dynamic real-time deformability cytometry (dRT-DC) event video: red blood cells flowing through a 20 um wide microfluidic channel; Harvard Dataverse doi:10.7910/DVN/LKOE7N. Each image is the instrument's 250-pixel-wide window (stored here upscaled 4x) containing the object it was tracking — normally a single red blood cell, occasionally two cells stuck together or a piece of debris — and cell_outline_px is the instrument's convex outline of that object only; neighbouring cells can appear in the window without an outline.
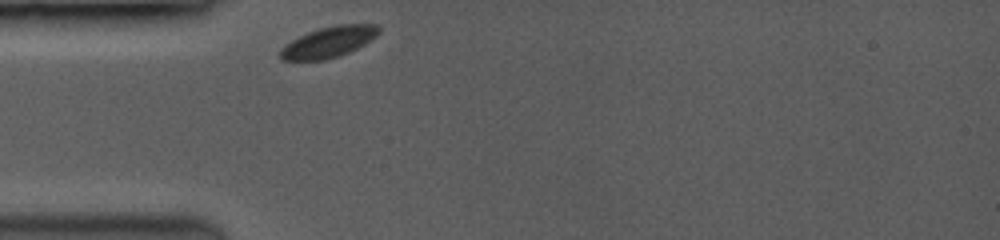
{"species": "common noctule bat (a hibernating species)", "species_latin": "Nyctalus noctula", "temperature_condition": "room temperature", "stored_images_in_passage": 1, "camera_frame_rate_fps": 3500, "um_per_image_px": 0.085, "animal": {"sex": "female", "body_mass_g": 19.0, "forearm_length_mm": 53.3}, "frame": {"image": 1, "passage_image": 1, "time_ms": 0.0, "image_size_px": [1000, 240], "cell_outline_px": [[380, 32], [372, 40], [348, 52], [324, 60], [280, 60], [280, 48], [284, 44], [308, 32], [320, 28], [336, 24], [376, 24], [380, 28]], "centroid_in_image_um": [27.93, 3.56], "position_along_channel_um": 57.1, "area_um2": 17.63}}